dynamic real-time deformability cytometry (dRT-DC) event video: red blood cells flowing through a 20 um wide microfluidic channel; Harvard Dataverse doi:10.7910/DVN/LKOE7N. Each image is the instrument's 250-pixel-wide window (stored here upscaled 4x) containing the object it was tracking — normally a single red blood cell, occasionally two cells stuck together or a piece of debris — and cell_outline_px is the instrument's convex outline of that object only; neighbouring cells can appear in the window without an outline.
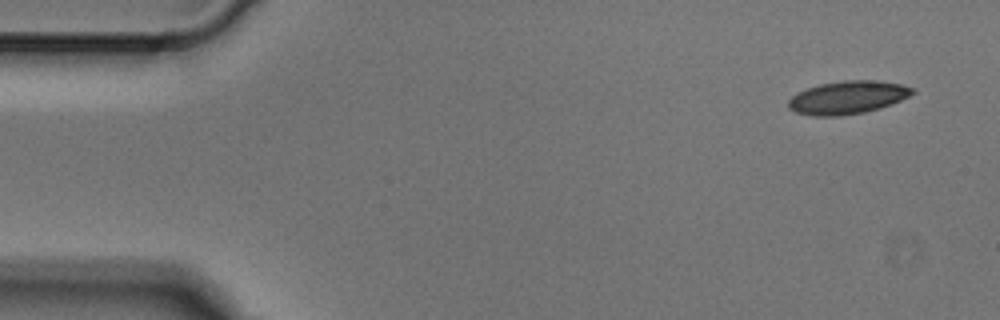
{"species": "Egyptian fruit bat (a non-hibernating species)", "species_latin": "Rousettus aegyptiacus", "temperature_condition": "cold", "stored_images_in_passage": 3, "segment_of_instrument_passage": [2, 2], "camera_frame_rate_fps": 3000, "um_per_image_px": 0.085, "animal": {"sex": "male"}, "frame": {"image": 1, "passage_image": 3, "time_ms": 0.667, "image_size_px": [1000, 320], "cell_outline_px": [[916, 92], [892, 104], [880, 108], [864, 112], [840, 116], [812, 116], [796, 112], [788, 108], [788, 100], [792, 96], [808, 88], [820, 84], [844, 80], [880, 80], [904, 84], [916, 88]], "centroid_in_image_um": [72.1, 8.28], "position_along_channel_um": 12.9, "area_um2": 24.04}}